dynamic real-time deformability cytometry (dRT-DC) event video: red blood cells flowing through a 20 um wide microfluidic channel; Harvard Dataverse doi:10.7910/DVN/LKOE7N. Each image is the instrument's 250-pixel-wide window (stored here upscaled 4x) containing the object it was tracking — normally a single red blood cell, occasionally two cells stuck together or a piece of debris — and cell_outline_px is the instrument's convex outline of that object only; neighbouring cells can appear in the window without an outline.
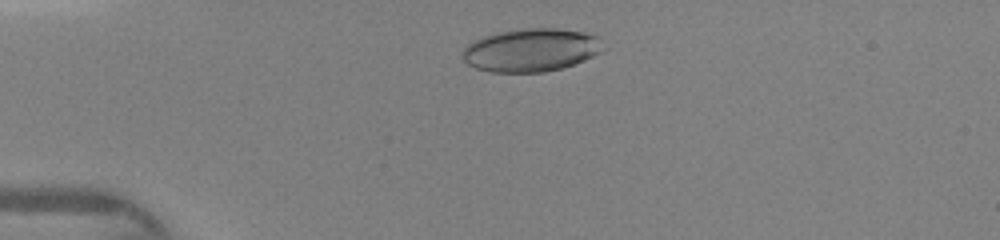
{"species": "human", "species_latin": "Homo sapiens", "temperature_condition": "warm", "stored_images_in_passage": 35, "camera_frame_rate_fps": 3000, "um_per_image_px": 0.085, "donor": {"sex": "female"}, "frame": {"image": 1, "passage_image": 5, "time_ms": 1.333, "image_size_px": [1000, 240], "cell_outline_px": [[600, 52], [584, 60], [560, 68], [544, 72], [492, 72], [476, 68], [468, 64], [460, 56], [460, 52], [472, 40], [484, 36], [500, 32], [528, 28], [556, 28], [580, 32], [596, 36]], "centroid_in_image_um": [45.02, 4.26], "position_along_channel_um": 40.0, "area_um2": 34.74}}
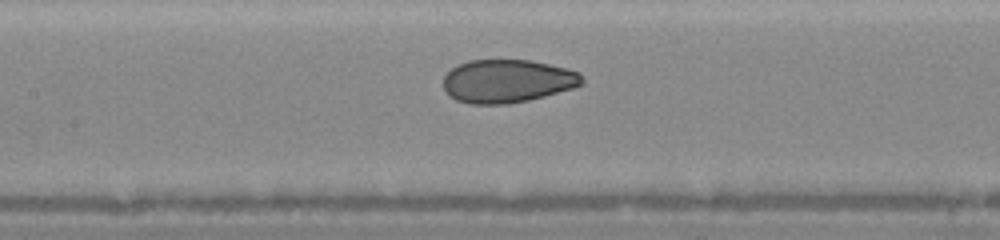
{"frame": {"image": 2, "passage_image": 16, "time_ms": 5.0, "image_size_px": [1000, 240], "cell_outline_px": [[584, 84], [572, 88], [544, 96], [528, 100], [508, 104], [468, 104], [456, 100], [448, 96], [444, 92], [444, 76], [456, 64], [468, 60], [528, 60], [548, 64], [580, 72], [584, 80]], "centroid_in_image_um": [43.09, 6.9], "position_along_channel_um": 164.3, "area_um2": 35.08}}
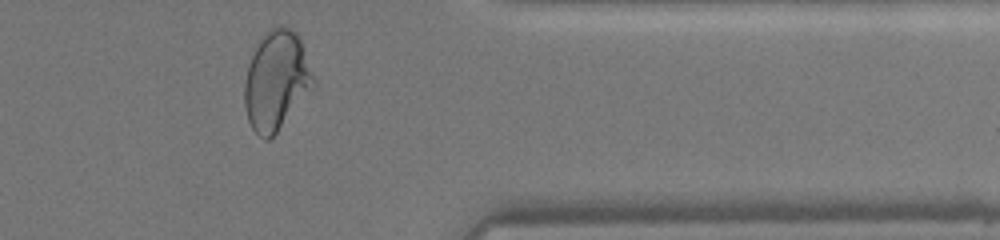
{"frame": {"image": 3, "passage_image": 32, "time_ms": 10.333, "image_size_px": [1000, 240], "cell_outline_px": [[316, 84], [276, 132], [268, 140], [264, 140], [252, 128], [248, 120], [244, 104], [244, 84], [248, 64], [260, 36], [276, 24], [280, 24], [292, 28], [296, 32], [300, 40], [316, 80]], "centroid_in_image_um": [23.48, 6.8], "position_along_channel_um": 387.9, "area_um2": 39.82}}